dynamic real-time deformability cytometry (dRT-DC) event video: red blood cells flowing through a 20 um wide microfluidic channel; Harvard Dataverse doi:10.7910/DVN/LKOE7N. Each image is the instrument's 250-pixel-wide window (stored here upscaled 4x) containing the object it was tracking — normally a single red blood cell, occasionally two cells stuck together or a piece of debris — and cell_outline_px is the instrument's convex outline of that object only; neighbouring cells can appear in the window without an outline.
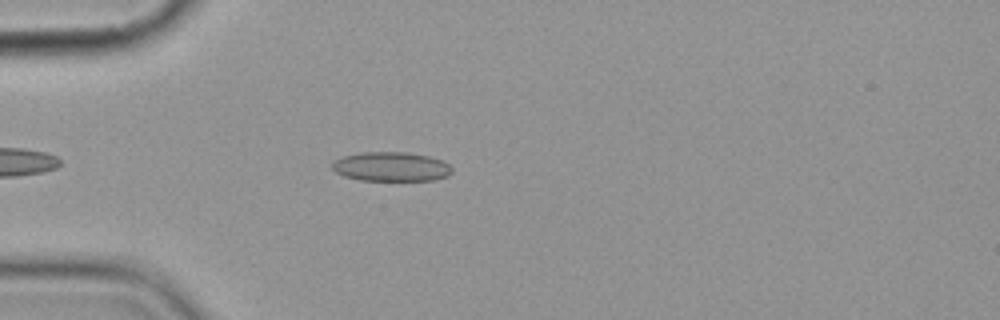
{"species": "common noctule bat (a hibernating species)", "species_latin": "Nyctalus noctula", "temperature_condition": "cold", "stored_images_in_passage": 4, "camera_frame_rate_fps": 3000, "um_per_image_px": 0.085, "animal": {"sex": "female", "body_mass_g": 19.9}, "frame": {"image": 1, "passage_image": 4, "time_ms": 4.333, "image_size_px": [1000, 320], "cell_outline_px": [[452, 172], [448, 176], [432, 180], [360, 180], [344, 176], [336, 172], [332, 168], [332, 164], [336, 160], [344, 156], [360, 152], [408, 152], [428, 156], [444, 160], [452, 168]], "centroid_in_image_um": [33.27, 14.16], "position_along_channel_um": 51.7, "area_um2": 20.46}}